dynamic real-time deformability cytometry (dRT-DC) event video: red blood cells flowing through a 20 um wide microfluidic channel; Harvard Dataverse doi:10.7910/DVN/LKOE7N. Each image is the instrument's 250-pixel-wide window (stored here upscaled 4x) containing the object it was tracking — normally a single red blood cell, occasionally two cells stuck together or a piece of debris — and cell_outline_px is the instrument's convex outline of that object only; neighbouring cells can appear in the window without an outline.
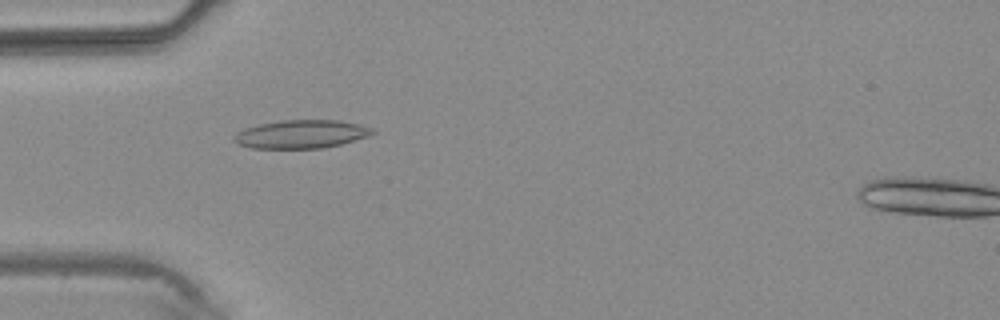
{"species": "common noctule bat (a hibernating species)", "species_latin": "Nyctalus noctula", "temperature_condition": "warm", "stored_images_in_passage": 4, "camera_frame_rate_fps": 3000, "um_per_image_px": 0.085, "animal": {"sex": "male", "body_mass_g": 20.4}, "frame": {"image": 1, "passage_image": 3, "time_ms": 2.333, "image_size_px": [1000, 320], "cell_outline_px": [[376, 132], [368, 136], [340, 144], [320, 148], [252, 148], [236, 144], [232, 140], [232, 136], [236, 132], [244, 128], [260, 124], [284, 120], [340, 120], [360, 124], [372, 128]], "centroid_in_image_um": [25.56, 11.4], "position_along_channel_um": 59.4, "area_um2": 22.89}}